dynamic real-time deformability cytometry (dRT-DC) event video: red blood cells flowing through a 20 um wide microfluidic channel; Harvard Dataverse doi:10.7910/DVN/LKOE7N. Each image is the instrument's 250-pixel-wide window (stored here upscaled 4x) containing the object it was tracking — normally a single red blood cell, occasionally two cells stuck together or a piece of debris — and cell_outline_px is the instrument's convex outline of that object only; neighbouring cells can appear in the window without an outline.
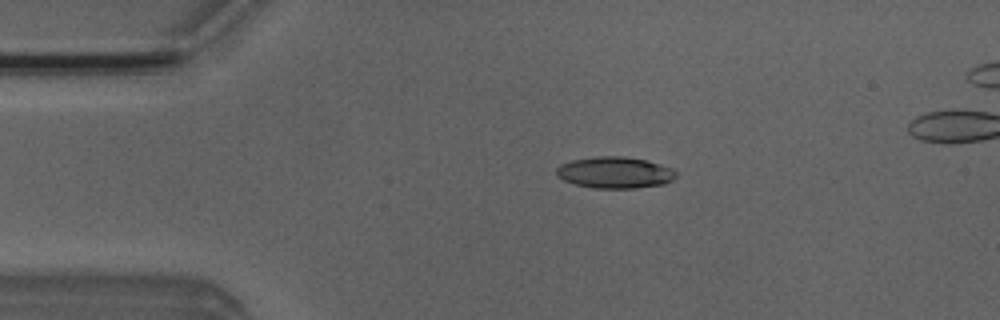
{"species": "Egyptian fruit bat (a non-hibernating species)", "species_latin": "Rousettus aegyptiacus", "temperature_condition": "room temperature", "stored_images_in_passage": 5, "camera_frame_rate_fps": 3000, "um_per_image_px": 0.085, "animal": {"sex": "male"}, "frame": {"image": 1, "passage_image": 3, "time_ms": 3.0, "image_size_px": [1000, 320], "cell_outline_px": [[676, 176], [672, 180], [664, 184], [636, 188], [592, 188], [576, 184], [564, 180], [556, 176], [556, 168], [560, 164], [572, 160], [596, 156], [624, 156], [644, 160], [660, 164], [672, 168], [676, 172]], "centroid_in_image_um": [52.25, 14.66], "position_along_channel_um": 32.8, "area_um2": 21.96}}